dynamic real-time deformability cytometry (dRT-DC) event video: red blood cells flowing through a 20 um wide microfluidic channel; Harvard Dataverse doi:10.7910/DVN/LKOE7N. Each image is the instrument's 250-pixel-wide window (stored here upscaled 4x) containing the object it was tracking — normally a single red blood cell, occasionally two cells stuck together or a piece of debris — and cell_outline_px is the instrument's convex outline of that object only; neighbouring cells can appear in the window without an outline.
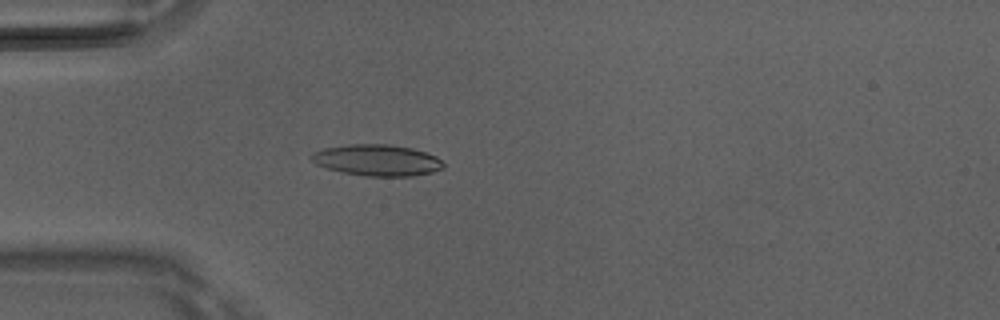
{"species": "Egyptian fruit bat (a non-hibernating species)", "species_latin": "Rousettus aegyptiacus", "temperature_condition": "room temperature", "stored_images_in_passage": 4, "camera_frame_rate_fps": 3000, "um_per_image_px": 0.085, "animal": {"sex": "male"}, "frame": {"image": 1, "passage_image": 4, "time_ms": 1.0, "image_size_px": [1000, 320], "cell_outline_px": [[444, 168], [432, 172], [412, 176], [364, 176], [340, 172], [316, 164], [312, 160], [312, 152], [324, 148], [352, 144], [392, 144], [412, 148], [436, 156], [444, 164]], "centroid_in_image_um": [32.06, 13.62], "position_along_channel_um": 52.9, "area_um2": 24.04}}